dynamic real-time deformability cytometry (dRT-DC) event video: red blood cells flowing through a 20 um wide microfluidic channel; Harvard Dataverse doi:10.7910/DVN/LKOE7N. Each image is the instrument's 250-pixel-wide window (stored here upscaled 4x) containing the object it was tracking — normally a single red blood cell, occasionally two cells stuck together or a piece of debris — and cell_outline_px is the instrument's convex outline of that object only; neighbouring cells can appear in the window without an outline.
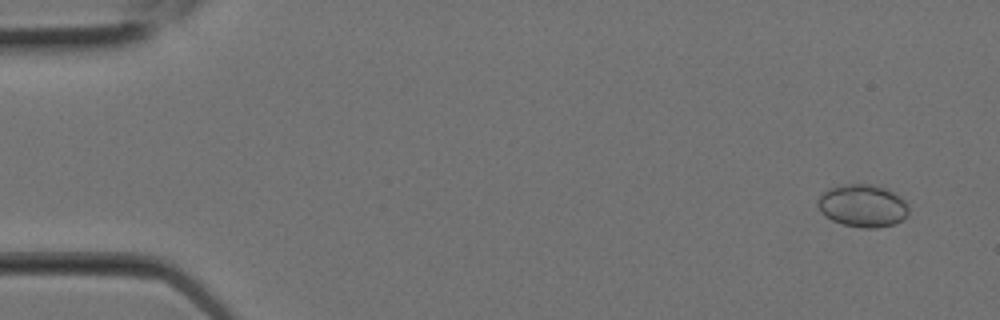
{"species": "Egyptian fruit bat (a non-hibernating species)", "species_latin": "Rousettus aegyptiacus", "temperature_condition": "room temperature", "stored_images_in_passage": 9, "camera_frame_rate_fps": 3000, "um_per_image_px": 0.085, "animal": {"sex": "female"}, "frame": {"image": 1, "passage_image": 1, "time_ms": 0.0, "image_size_px": [1000, 320], "cell_outline_px": [[908, 216], [892, 224], [876, 228], [860, 228], [844, 224], [832, 220], [816, 204], [816, 200], [828, 188], [840, 184], [872, 184], [888, 188], [900, 196], [908, 204]], "centroid_in_image_um": [73.35, 17.46], "position_along_channel_um": 11.7, "area_um2": 22.6}}
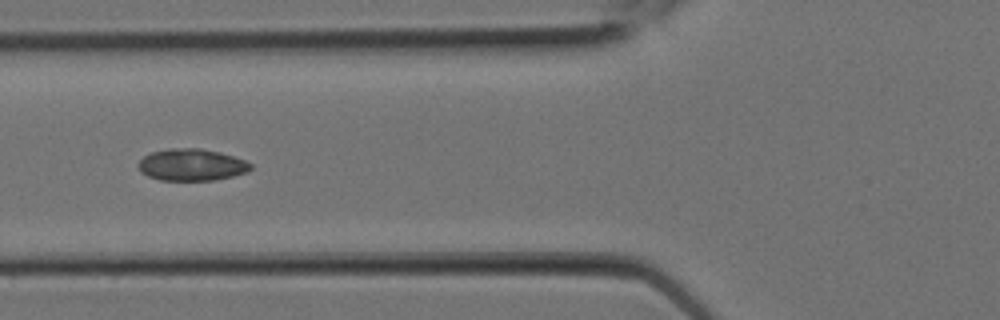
{"frame": {"image": 2, "passage_image": 8, "time_ms": 2.333, "image_size_px": [1000, 320], "cell_outline_px": [[252, 168], [248, 172], [216, 180], [160, 180], [148, 176], [140, 172], [136, 164], [144, 156], [152, 152], [168, 148], [200, 148], [220, 152], [244, 160], [252, 164]], "centroid_in_image_um": [16.27, 14.01], "position_along_channel_um": 109.5, "area_um2": 20.98}}
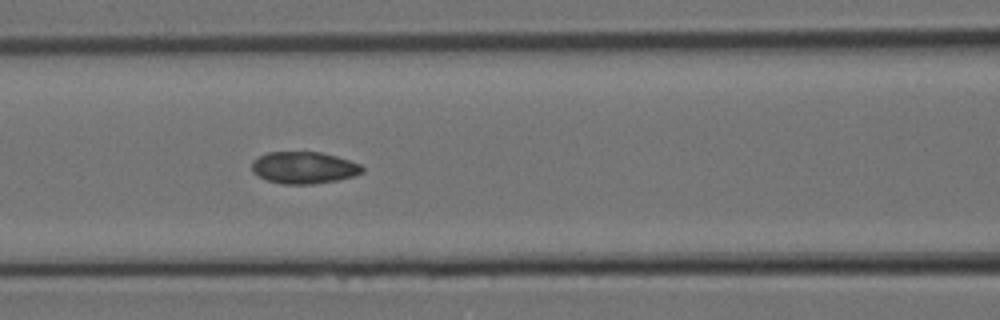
{"frame": {"image": 3, "passage_image": 9, "time_ms": 2.667, "image_size_px": [1000, 320], "cell_outline_px": [[364, 172], [352, 176], [336, 180], [312, 184], [284, 184], [268, 180], [252, 172], [252, 160], [268, 152], [320, 152], [336, 156], [360, 164], [364, 168]], "centroid_in_image_um": [25.83, 14.25], "position_along_channel_um": 140.8, "area_um2": 20.35}}